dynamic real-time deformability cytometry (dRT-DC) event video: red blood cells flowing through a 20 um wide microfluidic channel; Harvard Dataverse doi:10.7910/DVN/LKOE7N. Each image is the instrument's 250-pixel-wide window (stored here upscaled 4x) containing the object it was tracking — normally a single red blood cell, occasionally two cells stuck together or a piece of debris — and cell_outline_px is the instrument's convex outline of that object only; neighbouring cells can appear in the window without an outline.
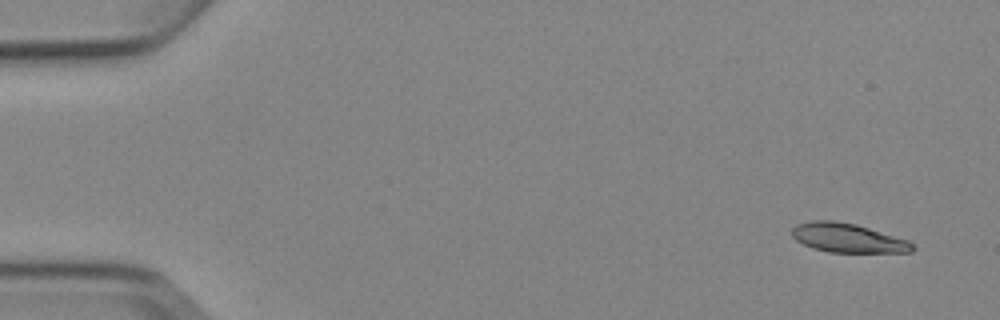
{"species": "Egyptian fruit bat (a non-hibernating species)", "species_latin": "Rousettus aegyptiacus", "temperature_condition": "cold", "stored_images_in_passage": 6, "camera_frame_rate_fps": 3000, "um_per_image_px": 0.085, "animal": {"sex": "female"}, "frame": {"image": 1, "passage_image": 1, "time_ms": 0.0, "image_size_px": [1000, 320], "cell_outline_px": [[916, 248], [912, 252], [828, 252], [812, 248], [796, 240], [792, 236], [792, 228], [796, 224], [812, 220], [832, 220], [856, 224], [908, 240]], "centroid_in_image_um": [72.04, 20.22], "position_along_channel_um": 13.0, "area_um2": 20.4}}
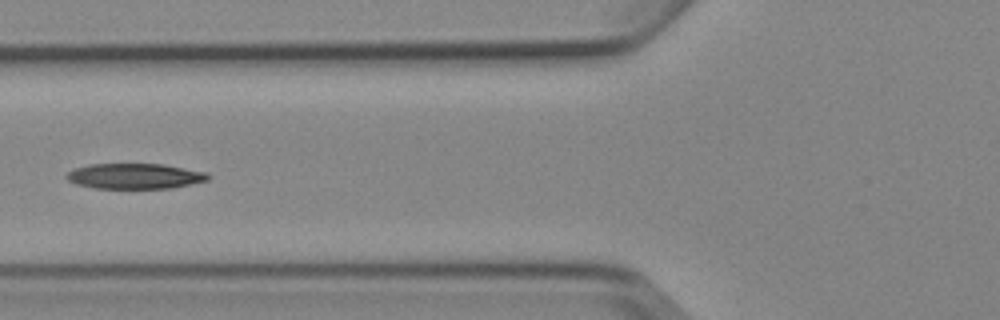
{"frame": {"image": 2, "passage_image": 6, "time_ms": 6.0, "image_size_px": [1000, 320], "cell_outline_px": [[208, 180], [172, 188], [96, 188], [76, 184], [68, 180], [64, 176], [72, 168], [88, 164], [164, 164], [208, 172]], "centroid_in_image_um": [11.43, 14.96], "position_along_channel_um": 114.4, "area_um2": 21.04}}